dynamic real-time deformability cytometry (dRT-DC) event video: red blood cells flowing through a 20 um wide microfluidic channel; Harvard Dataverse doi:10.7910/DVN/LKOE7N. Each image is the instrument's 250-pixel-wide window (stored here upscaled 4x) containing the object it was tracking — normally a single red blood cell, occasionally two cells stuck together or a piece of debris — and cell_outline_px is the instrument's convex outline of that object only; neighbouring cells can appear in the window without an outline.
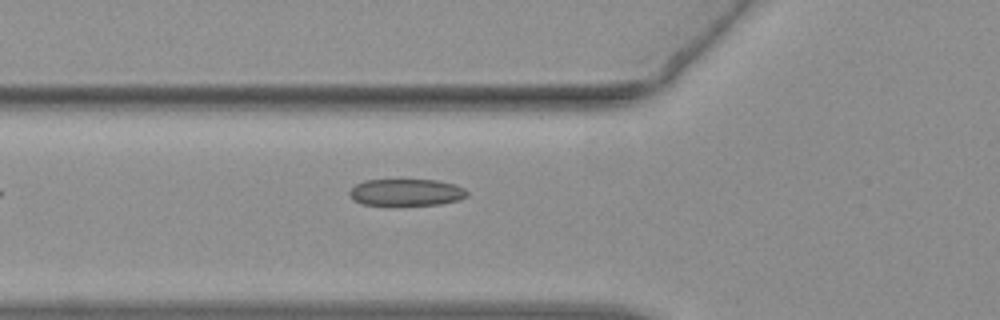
{"species": "common noctule bat (a hibernating species)", "species_latin": "Nyctalus noctula", "temperature_condition": "warm", "stored_images_in_passage": 6, "camera_frame_rate_fps": 3000, "um_per_image_px": 0.085, "animal": {"sex": "female", "body_mass_g": 19.3, "forearm_length_mm": 54.1}, "frame": {"image": 1, "passage_image": 3, "time_ms": 0.667, "image_size_px": [1000, 320], "cell_outline_px": [[468, 196], [460, 200], [440, 204], [392, 208], [364, 204], [356, 200], [348, 192], [356, 184], [364, 180], [436, 180], [456, 184], [464, 188], [468, 192]], "centroid_in_image_um": [34.56, 16.39], "position_along_channel_um": 91.2, "area_um2": 19.19}}